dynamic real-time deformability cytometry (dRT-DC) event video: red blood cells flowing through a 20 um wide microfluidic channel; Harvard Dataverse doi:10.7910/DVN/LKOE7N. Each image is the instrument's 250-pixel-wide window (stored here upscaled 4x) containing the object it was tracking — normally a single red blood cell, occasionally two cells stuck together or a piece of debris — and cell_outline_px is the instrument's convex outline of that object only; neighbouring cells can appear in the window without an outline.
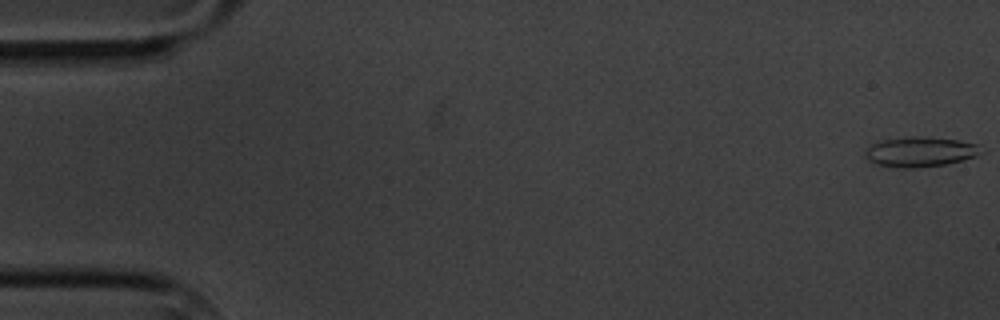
{"species": "common noctule bat (a hibernating species)", "species_latin": "Nyctalus noctula", "temperature_condition": "cold", "stored_images_in_passage": 9, "camera_frame_rate_fps": 3000, "um_per_image_px": 0.085, "animal": {"sex": "male", "body_mass_g": 20.1, "forearm_length_mm": 53.5}, "frame": {"image": 1, "passage_image": 1, "time_ms": 0.0, "image_size_px": [1000, 320], "cell_outline_px": [[984, 152], [976, 156], [964, 160], [948, 164], [912, 168], [904, 168], [876, 164], [868, 160], [864, 156], [864, 148], [880, 140], [912, 136], [920, 136], [956, 140], [976, 144]], "centroid_in_image_um": [78.18, 12.9], "position_along_channel_um": 6.8, "area_um2": 20.35}}
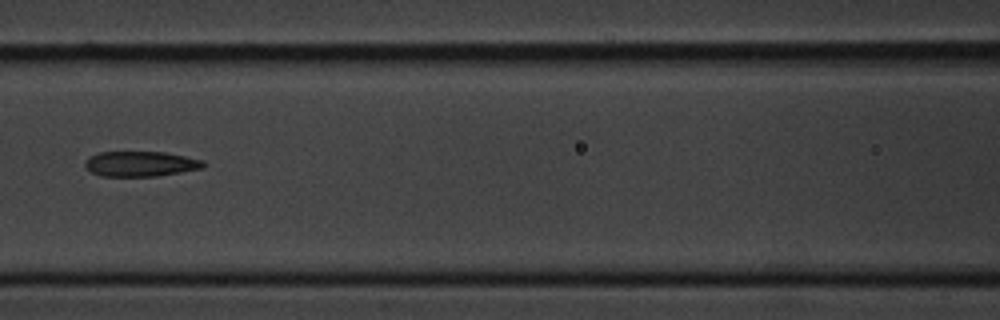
{"frame": {"image": 2, "passage_image": 8, "time_ms": 8.333, "image_size_px": [1000, 320], "cell_outline_px": [[204, 168], [156, 176], [100, 176], [92, 172], [84, 164], [84, 160], [88, 156], [100, 152], [164, 152], [204, 160]], "centroid_in_image_um": [11.93, 13.92], "position_along_channel_um": 154.7, "area_um2": 17.34}}
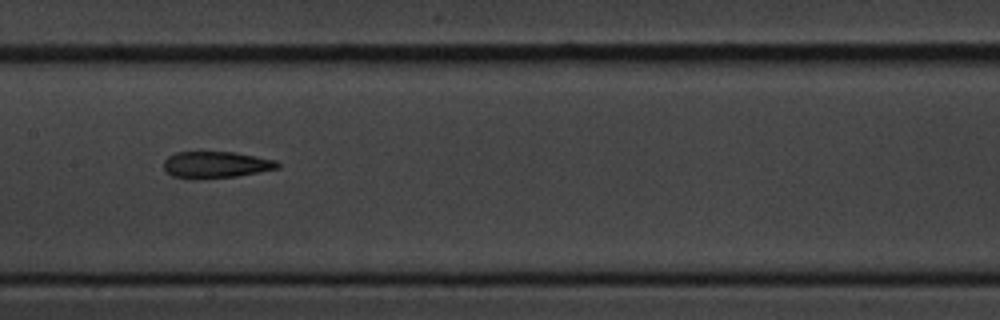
{"frame": {"image": 3, "passage_image": 9, "time_ms": 9.333, "image_size_px": [1000, 320], "cell_outline_px": [[280, 168], [260, 172], [236, 176], [172, 176], [164, 168], [164, 160], [168, 156], [176, 152], [236, 152], [276, 160], [280, 164]], "centroid_in_image_um": [18.43, 13.95], "position_along_channel_um": 189.0, "area_um2": 16.94}}